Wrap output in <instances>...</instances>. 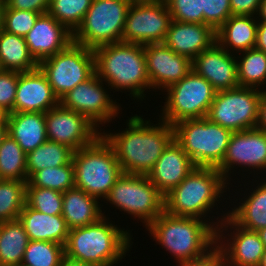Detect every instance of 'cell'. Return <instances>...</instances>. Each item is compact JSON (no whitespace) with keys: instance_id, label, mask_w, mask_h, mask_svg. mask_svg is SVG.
I'll return each instance as SVG.
<instances>
[{"instance_id":"cell-36","label":"cell","mask_w":266,"mask_h":266,"mask_svg":"<svg viewBox=\"0 0 266 266\" xmlns=\"http://www.w3.org/2000/svg\"><path fill=\"white\" fill-rule=\"evenodd\" d=\"M64 257L63 245L50 241L30 240L21 264L26 266H60Z\"/></svg>"},{"instance_id":"cell-42","label":"cell","mask_w":266,"mask_h":266,"mask_svg":"<svg viewBox=\"0 0 266 266\" xmlns=\"http://www.w3.org/2000/svg\"><path fill=\"white\" fill-rule=\"evenodd\" d=\"M19 72L3 70L0 72V107L13 113Z\"/></svg>"},{"instance_id":"cell-44","label":"cell","mask_w":266,"mask_h":266,"mask_svg":"<svg viewBox=\"0 0 266 266\" xmlns=\"http://www.w3.org/2000/svg\"><path fill=\"white\" fill-rule=\"evenodd\" d=\"M51 0H6L9 8L33 11L40 14L47 13Z\"/></svg>"},{"instance_id":"cell-40","label":"cell","mask_w":266,"mask_h":266,"mask_svg":"<svg viewBox=\"0 0 266 266\" xmlns=\"http://www.w3.org/2000/svg\"><path fill=\"white\" fill-rule=\"evenodd\" d=\"M172 20L204 23L202 0H165Z\"/></svg>"},{"instance_id":"cell-56","label":"cell","mask_w":266,"mask_h":266,"mask_svg":"<svg viewBox=\"0 0 266 266\" xmlns=\"http://www.w3.org/2000/svg\"><path fill=\"white\" fill-rule=\"evenodd\" d=\"M131 2H136V1H142V0H130Z\"/></svg>"},{"instance_id":"cell-4","label":"cell","mask_w":266,"mask_h":266,"mask_svg":"<svg viewBox=\"0 0 266 266\" xmlns=\"http://www.w3.org/2000/svg\"><path fill=\"white\" fill-rule=\"evenodd\" d=\"M120 224L111 217L103 216L93 224L69 230L64 245L65 256L98 266H120L127 262V257L131 262V250L134 244H138L134 240L136 235L128 222L126 228L125 223L122 227Z\"/></svg>"},{"instance_id":"cell-43","label":"cell","mask_w":266,"mask_h":266,"mask_svg":"<svg viewBox=\"0 0 266 266\" xmlns=\"http://www.w3.org/2000/svg\"><path fill=\"white\" fill-rule=\"evenodd\" d=\"M225 266L222 250L216 245L205 256L189 261H183L173 266Z\"/></svg>"},{"instance_id":"cell-39","label":"cell","mask_w":266,"mask_h":266,"mask_svg":"<svg viewBox=\"0 0 266 266\" xmlns=\"http://www.w3.org/2000/svg\"><path fill=\"white\" fill-rule=\"evenodd\" d=\"M40 13L25 10H16L7 5L4 9L3 30L17 36L25 37L33 28Z\"/></svg>"},{"instance_id":"cell-19","label":"cell","mask_w":266,"mask_h":266,"mask_svg":"<svg viewBox=\"0 0 266 266\" xmlns=\"http://www.w3.org/2000/svg\"><path fill=\"white\" fill-rule=\"evenodd\" d=\"M144 52L151 95L152 97L156 96L154 98L156 100L152 104L154 106L164 90L180 81L192 70V60L175 53L164 43L145 44Z\"/></svg>"},{"instance_id":"cell-55","label":"cell","mask_w":266,"mask_h":266,"mask_svg":"<svg viewBox=\"0 0 266 266\" xmlns=\"http://www.w3.org/2000/svg\"><path fill=\"white\" fill-rule=\"evenodd\" d=\"M3 67H2V64H1V61H0V72L3 71Z\"/></svg>"},{"instance_id":"cell-34","label":"cell","mask_w":266,"mask_h":266,"mask_svg":"<svg viewBox=\"0 0 266 266\" xmlns=\"http://www.w3.org/2000/svg\"><path fill=\"white\" fill-rule=\"evenodd\" d=\"M27 181H0V222L18 219L26 204Z\"/></svg>"},{"instance_id":"cell-46","label":"cell","mask_w":266,"mask_h":266,"mask_svg":"<svg viewBox=\"0 0 266 266\" xmlns=\"http://www.w3.org/2000/svg\"><path fill=\"white\" fill-rule=\"evenodd\" d=\"M256 128L266 132V90L261 92Z\"/></svg>"},{"instance_id":"cell-32","label":"cell","mask_w":266,"mask_h":266,"mask_svg":"<svg viewBox=\"0 0 266 266\" xmlns=\"http://www.w3.org/2000/svg\"><path fill=\"white\" fill-rule=\"evenodd\" d=\"M240 87L266 90V53L255 48L236 54Z\"/></svg>"},{"instance_id":"cell-47","label":"cell","mask_w":266,"mask_h":266,"mask_svg":"<svg viewBox=\"0 0 266 266\" xmlns=\"http://www.w3.org/2000/svg\"><path fill=\"white\" fill-rule=\"evenodd\" d=\"M255 49L266 53V22L258 21Z\"/></svg>"},{"instance_id":"cell-54","label":"cell","mask_w":266,"mask_h":266,"mask_svg":"<svg viewBox=\"0 0 266 266\" xmlns=\"http://www.w3.org/2000/svg\"><path fill=\"white\" fill-rule=\"evenodd\" d=\"M259 266H266V249L264 251V254L262 255V259Z\"/></svg>"},{"instance_id":"cell-7","label":"cell","mask_w":266,"mask_h":266,"mask_svg":"<svg viewBox=\"0 0 266 266\" xmlns=\"http://www.w3.org/2000/svg\"><path fill=\"white\" fill-rule=\"evenodd\" d=\"M75 188L101 203L123 174L112 146L100 135L92 144L74 151Z\"/></svg>"},{"instance_id":"cell-25","label":"cell","mask_w":266,"mask_h":266,"mask_svg":"<svg viewBox=\"0 0 266 266\" xmlns=\"http://www.w3.org/2000/svg\"><path fill=\"white\" fill-rule=\"evenodd\" d=\"M29 240L50 241L65 245L69 233L62 214L49 215L24 205L19 215Z\"/></svg>"},{"instance_id":"cell-53","label":"cell","mask_w":266,"mask_h":266,"mask_svg":"<svg viewBox=\"0 0 266 266\" xmlns=\"http://www.w3.org/2000/svg\"><path fill=\"white\" fill-rule=\"evenodd\" d=\"M8 135V127H0V145Z\"/></svg>"},{"instance_id":"cell-11","label":"cell","mask_w":266,"mask_h":266,"mask_svg":"<svg viewBox=\"0 0 266 266\" xmlns=\"http://www.w3.org/2000/svg\"><path fill=\"white\" fill-rule=\"evenodd\" d=\"M217 169L230 185L248 178H266V132L258 128L232 132Z\"/></svg>"},{"instance_id":"cell-27","label":"cell","mask_w":266,"mask_h":266,"mask_svg":"<svg viewBox=\"0 0 266 266\" xmlns=\"http://www.w3.org/2000/svg\"><path fill=\"white\" fill-rule=\"evenodd\" d=\"M257 17L232 15L216 31V41L229 53L253 49L256 44Z\"/></svg>"},{"instance_id":"cell-13","label":"cell","mask_w":266,"mask_h":266,"mask_svg":"<svg viewBox=\"0 0 266 266\" xmlns=\"http://www.w3.org/2000/svg\"><path fill=\"white\" fill-rule=\"evenodd\" d=\"M38 67L60 100L95 73L94 51L72 42L61 52L42 60Z\"/></svg>"},{"instance_id":"cell-9","label":"cell","mask_w":266,"mask_h":266,"mask_svg":"<svg viewBox=\"0 0 266 266\" xmlns=\"http://www.w3.org/2000/svg\"><path fill=\"white\" fill-rule=\"evenodd\" d=\"M174 139L196 167L218 168L228 147L232 131L204 117L177 122Z\"/></svg>"},{"instance_id":"cell-15","label":"cell","mask_w":266,"mask_h":266,"mask_svg":"<svg viewBox=\"0 0 266 266\" xmlns=\"http://www.w3.org/2000/svg\"><path fill=\"white\" fill-rule=\"evenodd\" d=\"M172 22L165 0L132 2L126 15L122 42L163 43Z\"/></svg>"},{"instance_id":"cell-22","label":"cell","mask_w":266,"mask_h":266,"mask_svg":"<svg viewBox=\"0 0 266 266\" xmlns=\"http://www.w3.org/2000/svg\"><path fill=\"white\" fill-rule=\"evenodd\" d=\"M59 104V98L39 67L29 72H19L13 112L46 113Z\"/></svg>"},{"instance_id":"cell-5","label":"cell","mask_w":266,"mask_h":266,"mask_svg":"<svg viewBox=\"0 0 266 266\" xmlns=\"http://www.w3.org/2000/svg\"><path fill=\"white\" fill-rule=\"evenodd\" d=\"M148 239L164 249L172 263L195 260L205 256L217 244V230L207 221L174 216L164 211L145 229ZM169 254V255H168Z\"/></svg>"},{"instance_id":"cell-6","label":"cell","mask_w":266,"mask_h":266,"mask_svg":"<svg viewBox=\"0 0 266 266\" xmlns=\"http://www.w3.org/2000/svg\"><path fill=\"white\" fill-rule=\"evenodd\" d=\"M113 209L115 212L111 211ZM164 211L165 196L152 184L147 175L123 173L102 202L103 216H114L113 219L119 222L125 221L123 218L126 215L130 222L133 220L130 225L135 223L134 226H137L138 223L139 226L143 225L144 229Z\"/></svg>"},{"instance_id":"cell-17","label":"cell","mask_w":266,"mask_h":266,"mask_svg":"<svg viewBox=\"0 0 266 266\" xmlns=\"http://www.w3.org/2000/svg\"><path fill=\"white\" fill-rule=\"evenodd\" d=\"M225 266H259L265 248L257 231L245 229L226 216L217 228V244Z\"/></svg>"},{"instance_id":"cell-41","label":"cell","mask_w":266,"mask_h":266,"mask_svg":"<svg viewBox=\"0 0 266 266\" xmlns=\"http://www.w3.org/2000/svg\"><path fill=\"white\" fill-rule=\"evenodd\" d=\"M204 24L215 32L232 16L230 0H202Z\"/></svg>"},{"instance_id":"cell-31","label":"cell","mask_w":266,"mask_h":266,"mask_svg":"<svg viewBox=\"0 0 266 266\" xmlns=\"http://www.w3.org/2000/svg\"><path fill=\"white\" fill-rule=\"evenodd\" d=\"M73 154L72 148L47 140L35 150L27 153V181L37 171L71 163Z\"/></svg>"},{"instance_id":"cell-35","label":"cell","mask_w":266,"mask_h":266,"mask_svg":"<svg viewBox=\"0 0 266 266\" xmlns=\"http://www.w3.org/2000/svg\"><path fill=\"white\" fill-rule=\"evenodd\" d=\"M27 187H41L64 193L75 187L73 163L45 168L35 172L27 181Z\"/></svg>"},{"instance_id":"cell-20","label":"cell","mask_w":266,"mask_h":266,"mask_svg":"<svg viewBox=\"0 0 266 266\" xmlns=\"http://www.w3.org/2000/svg\"><path fill=\"white\" fill-rule=\"evenodd\" d=\"M192 69L216 92L239 87L236 54L229 53L217 41L192 60Z\"/></svg>"},{"instance_id":"cell-16","label":"cell","mask_w":266,"mask_h":266,"mask_svg":"<svg viewBox=\"0 0 266 266\" xmlns=\"http://www.w3.org/2000/svg\"><path fill=\"white\" fill-rule=\"evenodd\" d=\"M233 184L229 188L228 216L248 230L265 228L266 178H248Z\"/></svg>"},{"instance_id":"cell-29","label":"cell","mask_w":266,"mask_h":266,"mask_svg":"<svg viewBox=\"0 0 266 266\" xmlns=\"http://www.w3.org/2000/svg\"><path fill=\"white\" fill-rule=\"evenodd\" d=\"M29 241L19 218L0 222V266H20Z\"/></svg>"},{"instance_id":"cell-38","label":"cell","mask_w":266,"mask_h":266,"mask_svg":"<svg viewBox=\"0 0 266 266\" xmlns=\"http://www.w3.org/2000/svg\"><path fill=\"white\" fill-rule=\"evenodd\" d=\"M26 205L49 215H60L63 210V193L41 187H27Z\"/></svg>"},{"instance_id":"cell-1","label":"cell","mask_w":266,"mask_h":266,"mask_svg":"<svg viewBox=\"0 0 266 266\" xmlns=\"http://www.w3.org/2000/svg\"><path fill=\"white\" fill-rule=\"evenodd\" d=\"M132 108L134 110L129 111L130 117L124 115L126 118L123 122L125 124H122L124 128L121 124L113 122V125L107 126L109 128H105L101 135L114 149L122 173L147 175L174 139V127L157 116L154 119L150 117L149 109L145 110L147 111L145 114H140L144 113V110L137 109L135 114L134 105ZM145 115H149L150 118L148 116L145 118ZM113 126L118 129L115 131Z\"/></svg>"},{"instance_id":"cell-21","label":"cell","mask_w":266,"mask_h":266,"mask_svg":"<svg viewBox=\"0 0 266 266\" xmlns=\"http://www.w3.org/2000/svg\"><path fill=\"white\" fill-rule=\"evenodd\" d=\"M25 41L29 53L39 64L67 48L73 42V33L47 12L39 15Z\"/></svg>"},{"instance_id":"cell-37","label":"cell","mask_w":266,"mask_h":266,"mask_svg":"<svg viewBox=\"0 0 266 266\" xmlns=\"http://www.w3.org/2000/svg\"><path fill=\"white\" fill-rule=\"evenodd\" d=\"M93 0H51L48 13L72 33L82 23Z\"/></svg>"},{"instance_id":"cell-14","label":"cell","mask_w":266,"mask_h":266,"mask_svg":"<svg viewBox=\"0 0 266 266\" xmlns=\"http://www.w3.org/2000/svg\"><path fill=\"white\" fill-rule=\"evenodd\" d=\"M261 92L240 86L216 92L206 118L232 132L256 128Z\"/></svg>"},{"instance_id":"cell-51","label":"cell","mask_w":266,"mask_h":266,"mask_svg":"<svg viewBox=\"0 0 266 266\" xmlns=\"http://www.w3.org/2000/svg\"><path fill=\"white\" fill-rule=\"evenodd\" d=\"M6 6L5 0H0V31L3 29L4 9Z\"/></svg>"},{"instance_id":"cell-10","label":"cell","mask_w":266,"mask_h":266,"mask_svg":"<svg viewBox=\"0 0 266 266\" xmlns=\"http://www.w3.org/2000/svg\"><path fill=\"white\" fill-rule=\"evenodd\" d=\"M112 94L109 86L94 73L85 82L78 84L60 99V104L69 110L84 115L101 132L113 122L124 120L127 106L120 102L121 96ZM120 102V103H119ZM122 114V115H121ZM117 118V119H116ZM119 118V121H117ZM122 118V119H121Z\"/></svg>"},{"instance_id":"cell-3","label":"cell","mask_w":266,"mask_h":266,"mask_svg":"<svg viewBox=\"0 0 266 266\" xmlns=\"http://www.w3.org/2000/svg\"><path fill=\"white\" fill-rule=\"evenodd\" d=\"M93 51L95 73L109 86L112 93H121V96L125 94V98L128 96L132 101L126 103L130 111L133 103L136 110L137 107L140 110L149 109L147 107H150L152 96L144 45L121 41L100 46Z\"/></svg>"},{"instance_id":"cell-18","label":"cell","mask_w":266,"mask_h":266,"mask_svg":"<svg viewBox=\"0 0 266 266\" xmlns=\"http://www.w3.org/2000/svg\"><path fill=\"white\" fill-rule=\"evenodd\" d=\"M47 139L77 151L92 144L101 131L84 115L61 104L45 113Z\"/></svg>"},{"instance_id":"cell-12","label":"cell","mask_w":266,"mask_h":266,"mask_svg":"<svg viewBox=\"0 0 266 266\" xmlns=\"http://www.w3.org/2000/svg\"><path fill=\"white\" fill-rule=\"evenodd\" d=\"M130 0H93L82 23L73 32V42L94 50L122 41Z\"/></svg>"},{"instance_id":"cell-24","label":"cell","mask_w":266,"mask_h":266,"mask_svg":"<svg viewBox=\"0 0 266 266\" xmlns=\"http://www.w3.org/2000/svg\"><path fill=\"white\" fill-rule=\"evenodd\" d=\"M216 42V32L204 23L172 20L164 44L179 55L191 60Z\"/></svg>"},{"instance_id":"cell-50","label":"cell","mask_w":266,"mask_h":266,"mask_svg":"<svg viewBox=\"0 0 266 266\" xmlns=\"http://www.w3.org/2000/svg\"><path fill=\"white\" fill-rule=\"evenodd\" d=\"M9 112L0 107V127H7Z\"/></svg>"},{"instance_id":"cell-30","label":"cell","mask_w":266,"mask_h":266,"mask_svg":"<svg viewBox=\"0 0 266 266\" xmlns=\"http://www.w3.org/2000/svg\"><path fill=\"white\" fill-rule=\"evenodd\" d=\"M0 61L4 70L29 72L38 68V63L29 53L25 37L0 31Z\"/></svg>"},{"instance_id":"cell-23","label":"cell","mask_w":266,"mask_h":266,"mask_svg":"<svg viewBox=\"0 0 266 266\" xmlns=\"http://www.w3.org/2000/svg\"><path fill=\"white\" fill-rule=\"evenodd\" d=\"M196 165L173 139L147 174L152 184L165 196L188 176Z\"/></svg>"},{"instance_id":"cell-49","label":"cell","mask_w":266,"mask_h":266,"mask_svg":"<svg viewBox=\"0 0 266 266\" xmlns=\"http://www.w3.org/2000/svg\"><path fill=\"white\" fill-rule=\"evenodd\" d=\"M256 17L258 21L266 22V0H261Z\"/></svg>"},{"instance_id":"cell-52","label":"cell","mask_w":266,"mask_h":266,"mask_svg":"<svg viewBox=\"0 0 266 266\" xmlns=\"http://www.w3.org/2000/svg\"><path fill=\"white\" fill-rule=\"evenodd\" d=\"M261 241L263 242L264 248L266 249V227L257 231Z\"/></svg>"},{"instance_id":"cell-45","label":"cell","mask_w":266,"mask_h":266,"mask_svg":"<svg viewBox=\"0 0 266 266\" xmlns=\"http://www.w3.org/2000/svg\"><path fill=\"white\" fill-rule=\"evenodd\" d=\"M261 0H230L232 15L256 16Z\"/></svg>"},{"instance_id":"cell-33","label":"cell","mask_w":266,"mask_h":266,"mask_svg":"<svg viewBox=\"0 0 266 266\" xmlns=\"http://www.w3.org/2000/svg\"><path fill=\"white\" fill-rule=\"evenodd\" d=\"M27 154L9 135L0 145V177L2 180L27 181Z\"/></svg>"},{"instance_id":"cell-28","label":"cell","mask_w":266,"mask_h":266,"mask_svg":"<svg viewBox=\"0 0 266 266\" xmlns=\"http://www.w3.org/2000/svg\"><path fill=\"white\" fill-rule=\"evenodd\" d=\"M62 216L69 230L84 227L103 217L102 203L74 187L63 193Z\"/></svg>"},{"instance_id":"cell-48","label":"cell","mask_w":266,"mask_h":266,"mask_svg":"<svg viewBox=\"0 0 266 266\" xmlns=\"http://www.w3.org/2000/svg\"><path fill=\"white\" fill-rule=\"evenodd\" d=\"M60 266H98L92 263L79 262L67 258L66 256L62 259Z\"/></svg>"},{"instance_id":"cell-8","label":"cell","mask_w":266,"mask_h":266,"mask_svg":"<svg viewBox=\"0 0 266 266\" xmlns=\"http://www.w3.org/2000/svg\"><path fill=\"white\" fill-rule=\"evenodd\" d=\"M215 94L213 86L192 69L184 78L160 94L159 98L163 100H159L161 105L157 102L158 106H154L153 110L157 109L155 113H151L152 117L156 115L171 125L186 119L204 118Z\"/></svg>"},{"instance_id":"cell-2","label":"cell","mask_w":266,"mask_h":266,"mask_svg":"<svg viewBox=\"0 0 266 266\" xmlns=\"http://www.w3.org/2000/svg\"><path fill=\"white\" fill-rule=\"evenodd\" d=\"M229 188L230 184L217 168L196 167L165 195V211L174 216L205 220L217 230L228 216Z\"/></svg>"},{"instance_id":"cell-26","label":"cell","mask_w":266,"mask_h":266,"mask_svg":"<svg viewBox=\"0 0 266 266\" xmlns=\"http://www.w3.org/2000/svg\"><path fill=\"white\" fill-rule=\"evenodd\" d=\"M8 135L27 154L46 142L45 113L13 112L8 118Z\"/></svg>"}]
</instances>
